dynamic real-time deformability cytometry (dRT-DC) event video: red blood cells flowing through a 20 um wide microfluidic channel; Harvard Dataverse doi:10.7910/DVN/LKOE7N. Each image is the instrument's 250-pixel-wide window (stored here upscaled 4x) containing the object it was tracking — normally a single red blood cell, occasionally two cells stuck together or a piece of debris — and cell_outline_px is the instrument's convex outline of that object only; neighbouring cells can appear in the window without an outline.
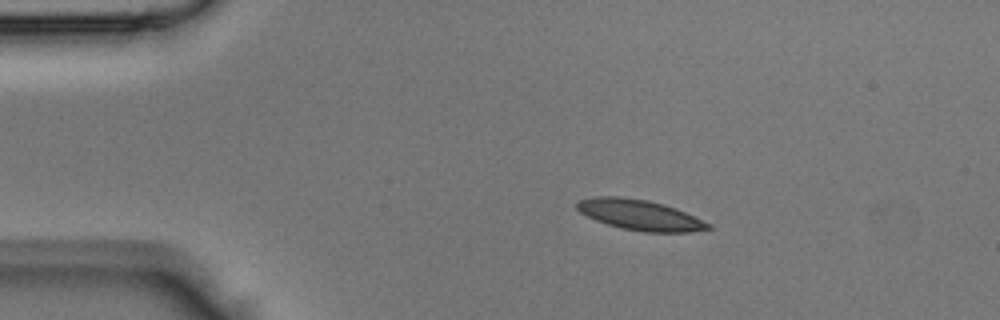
{"species": "Egyptian fruit bat (a non-hibernating species)", "species_latin": "Rousettus aegyptiacus", "temperature_condition": "room temperature", "stored_images_in_passage": 43, "camera_frame_rate_fps": 3000, "um_per_image_px": 0.085, "animal": {"sex": "male"}, "frame": {"image": 1, "passage_image": 7, "time_ms": 2.0, "image_size_px": [1000, 320], "cell_outline_px": [[712, 228], [692, 232], [644, 232], [620, 228], [596, 220], [580, 212], [576, 208], [576, 204], [580, 200], [596, 196], [620, 196], [648, 200], [664, 204], [676, 208], [712, 224]], "centroid_in_image_um": [54.41, 18.27], "position_along_channel_um": 30.6, "area_um2": 23.29}}
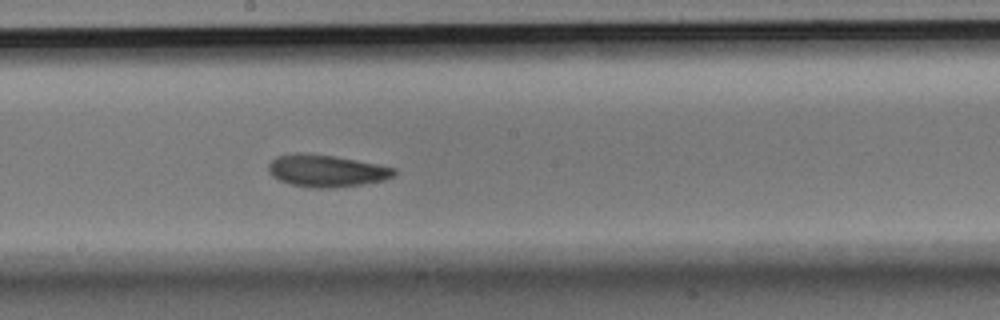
{"frame": {"image": 2, "passage_image": 23, "time_ms": 7.333, "image_size_px": [1000, 320], "cell_outline_px": [[396, 172], [392, 176], [384, 180], [336, 188], [312, 188], [292, 184], [280, 180], [272, 176], [268, 172], [268, 164], [276, 156], [296, 152], [336, 156], [380, 164], [396, 168]], "centroid_in_image_um": [27.73, 14.51], "position_along_channel_um": 220.5, "area_um2": 23.64}}
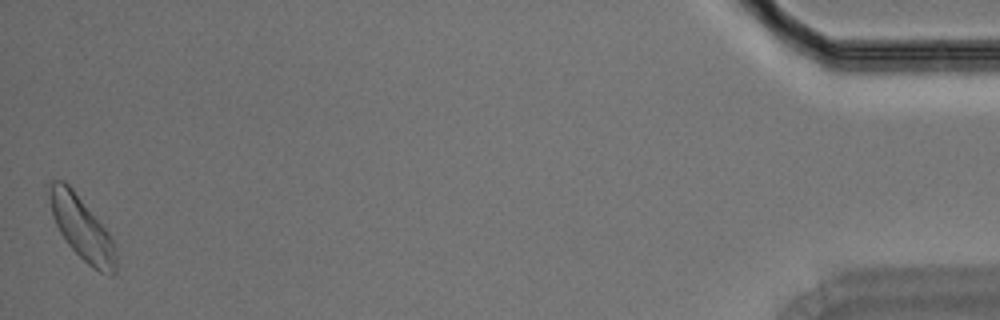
{"frame": {"image": 3, "passage_image": 43, "time_ms": 14.0, "image_size_px": [1000, 320], "cell_outline_px": [[116, 272], [112, 276], [100, 272], [92, 268], [68, 244], [60, 232], [52, 216], [44, 184], [52, 180], [64, 180], [72, 188], [112, 236], [116, 244]], "centroid_in_image_um": [6.93, 19.35], "position_along_channel_um": 428.3, "area_um2": 24.97}}